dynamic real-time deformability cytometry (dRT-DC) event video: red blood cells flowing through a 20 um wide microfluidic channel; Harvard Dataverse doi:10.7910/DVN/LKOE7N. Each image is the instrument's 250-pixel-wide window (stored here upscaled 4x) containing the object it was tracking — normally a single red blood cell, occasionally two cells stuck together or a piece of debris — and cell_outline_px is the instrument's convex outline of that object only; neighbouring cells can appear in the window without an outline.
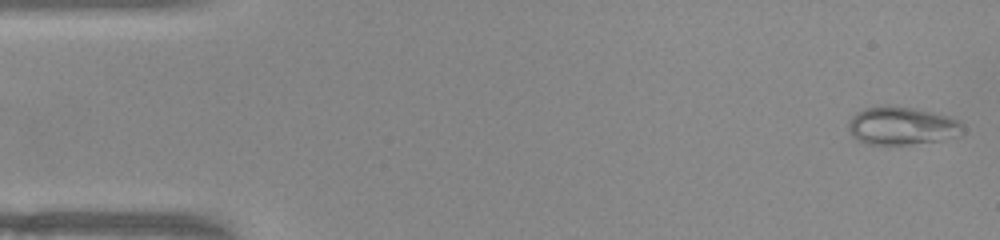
{"species": "common noctule bat (a hibernating species)", "species_latin": "Nyctalus noctula", "temperature_condition": "warm", "stored_images_in_passage": 46, "camera_frame_rate_fps": 3000, "um_per_image_px": 0.085, "animal": {"sex": "female", "body_mass_g": 22.0, "forearm_length_mm": 56.7}, "frame": {"image": 1, "passage_image": 1, "time_ms": 0.0, "image_size_px": [1000, 240], "cell_outline_px": [[964, 132], [960, 136], [940, 140], [908, 144], [864, 144], [856, 140], [852, 136], [848, 128], [848, 124], [852, 116], [856, 112], [864, 108], [884, 104], [888, 104], [916, 108], [948, 116], [956, 120], [964, 128]], "centroid_in_image_um": [76.62, 10.68], "position_along_channel_um": 8.4, "area_um2": 25.66}}
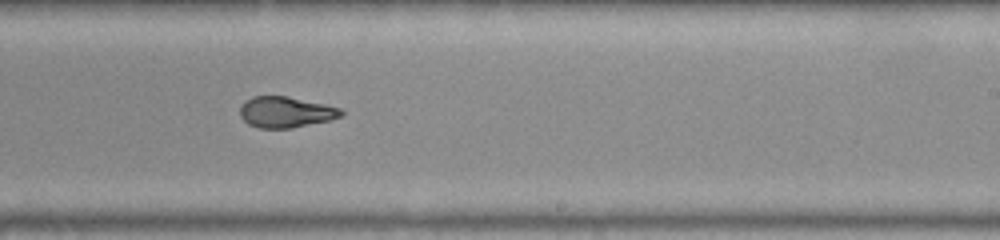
{"frame": {"image": 2, "passage_image": 30, "time_ms": 9.667, "image_size_px": [1000, 240], "cell_outline_px": [[344, 112], [340, 116], [328, 120], [292, 128], [260, 128], [248, 124], [240, 116], [240, 108], [244, 100], [252, 96], [288, 96], [324, 104], [340, 108]], "centroid_in_image_um": [24.24, 9.52], "position_along_channel_um": 264.8, "area_um2": 18.15}}
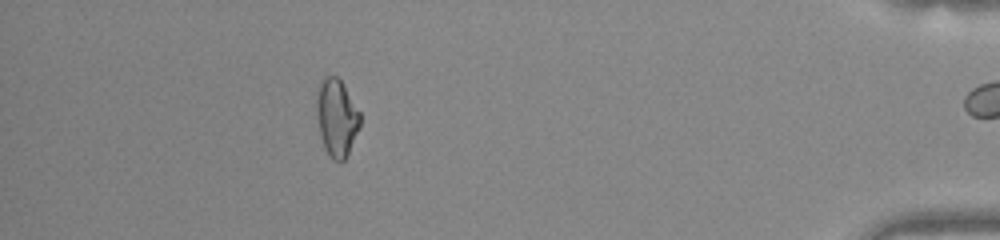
{"frame": {"image": 3, "passage_image": 45, "time_ms": 14.667, "image_size_px": [1000, 240], "cell_outline_px": [[360, 128], [344, 160], [340, 164], [332, 160], [328, 156], [324, 148], [320, 136], [316, 116], [316, 88], [320, 80], [324, 76], [336, 76], [344, 84], [360, 112]], "centroid_in_image_um": [28.59, 10.0], "position_along_channel_um": 406.6, "area_um2": 20.17}, "authors_computed_cell_mechanics": {"area_um2": 19.1896, "velocity_mm_per_s": 3.9735, "shape_relaxation_time_tau1_ms": 4.5642, "shape_relaxation_time_tau2_ms": 1.1645, "deformation_change_tau1": 0.208, "deformation_change_tau2": 0.0812}}